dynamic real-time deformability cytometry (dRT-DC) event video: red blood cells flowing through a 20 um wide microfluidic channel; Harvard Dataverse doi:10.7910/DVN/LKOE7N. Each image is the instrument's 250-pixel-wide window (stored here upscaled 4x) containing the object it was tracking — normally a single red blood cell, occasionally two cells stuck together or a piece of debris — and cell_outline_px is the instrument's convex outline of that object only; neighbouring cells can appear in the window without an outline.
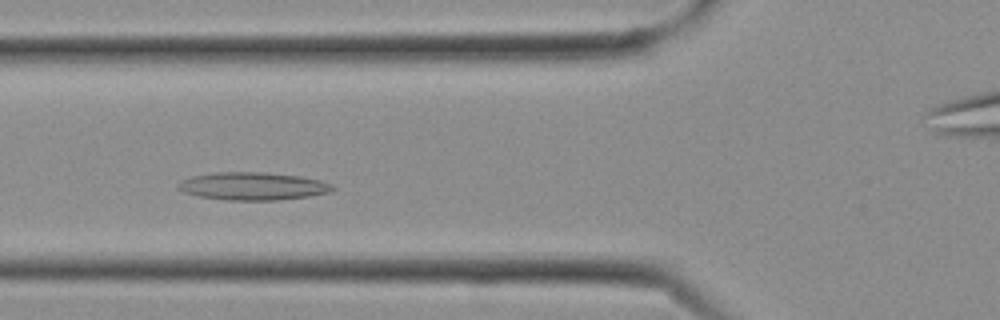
{"species": "Egyptian fruit bat (a non-hibernating species)", "species_latin": "Rousettus aegyptiacus", "temperature_condition": "cold", "stored_images_in_passage": 18, "camera_frame_rate_fps": 3000, "um_per_image_px": 0.085, "frame": {"image": 1, "passage_image": 8, "time_ms": 2.333, "image_size_px": [1000, 320], "cell_outline_px": [[336, 188], [328, 192], [308, 196], [276, 200], [228, 200], [200, 196], [184, 192], [176, 188], [180, 180], [192, 176], [216, 172], [264, 172], [300, 176], [320, 180], [332, 184]], "centroid_in_image_um": [21.47, 15.81], "position_along_channel_um": 104.3, "area_um2": 24.91}}
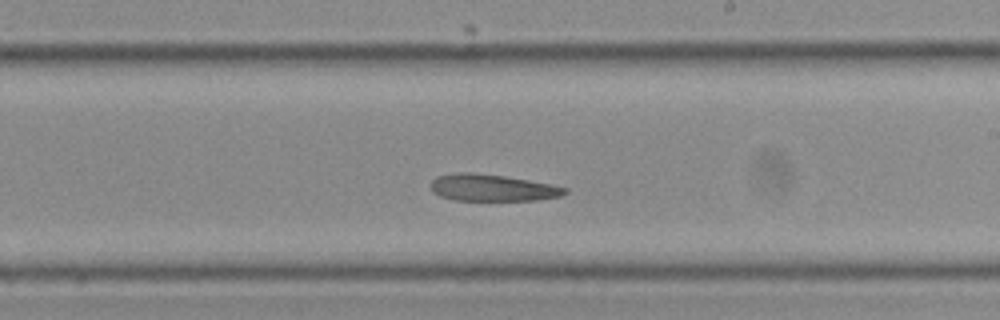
{"frame": {"image": 2, "passage_image": 14, "time_ms": 4.333, "image_size_px": [1000, 320], "cell_outline_px": [[568, 192], [560, 196], [536, 200], [452, 200], [440, 196], [432, 192], [428, 188], [428, 184], [436, 176], [456, 172], [472, 172], [504, 176], [552, 184], [568, 188]], "centroid_in_image_um": [41.78, 15.95], "position_along_channel_um": 247.2, "area_um2": 21.21}}
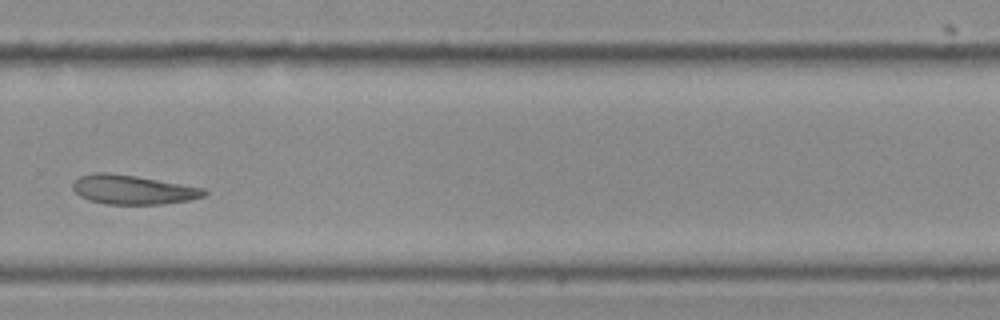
{"frame": {"image": 3, "passage_image": 17, "time_ms": 5.333, "image_size_px": [1000, 320], "cell_outline_px": [[208, 192], [204, 196], [188, 200], [164, 204], [108, 204], [88, 200], [80, 196], [72, 188], [72, 184], [80, 176], [92, 172], [104, 172], [136, 176], [204, 188]], "centroid_in_image_um": [11.27, 16.12], "position_along_channel_um": 318.5, "area_um2": 22.25}}